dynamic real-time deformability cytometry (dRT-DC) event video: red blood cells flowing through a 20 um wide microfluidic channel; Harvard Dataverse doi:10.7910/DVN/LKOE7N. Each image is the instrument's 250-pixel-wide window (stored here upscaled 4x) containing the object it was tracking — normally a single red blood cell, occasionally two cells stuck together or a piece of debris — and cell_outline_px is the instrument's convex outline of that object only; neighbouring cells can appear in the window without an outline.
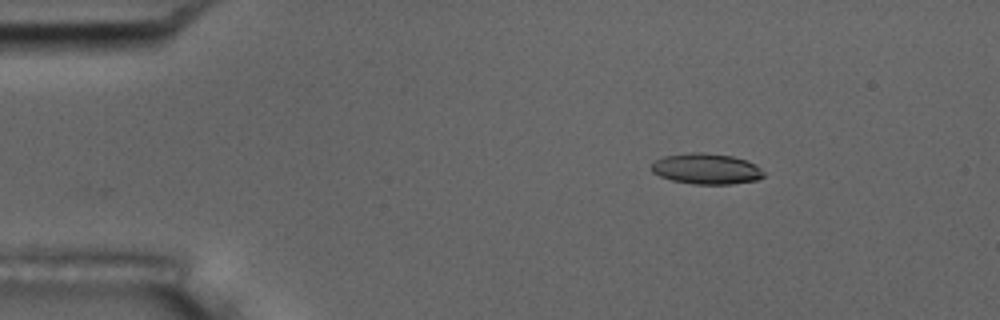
{"species": "common noctule bat (a hibernating species)", "species_latin": "Nyctalus noctula", "temperature_condition": "room temperature", "stored_images_in_passage": 10, "camera_frame_rate_fps": 3000, "um_per_image_px": 0.085, "animal": {"sex": "male", "body_mass_g": 17.5, "forearm_length_mm": 52.3}, "frame": {"image": 1, "passage_image": 1, "time_ms": 0.0, "image_size_px": [1000, 320], "cell_outline_px": [[764, 176], [756, 180], [732, 184], [692, 184], [672, 180], [660, 176], [652, 172], [652, 164], [656, 160], [664, 156], [688, 152], [700, 152], [732, 156], [756, 164], [764, 172]], "centroid_in_image_um": [60.04, 14.35], "position_along_channel_um": 25.0, "area_um2": 20.06}}